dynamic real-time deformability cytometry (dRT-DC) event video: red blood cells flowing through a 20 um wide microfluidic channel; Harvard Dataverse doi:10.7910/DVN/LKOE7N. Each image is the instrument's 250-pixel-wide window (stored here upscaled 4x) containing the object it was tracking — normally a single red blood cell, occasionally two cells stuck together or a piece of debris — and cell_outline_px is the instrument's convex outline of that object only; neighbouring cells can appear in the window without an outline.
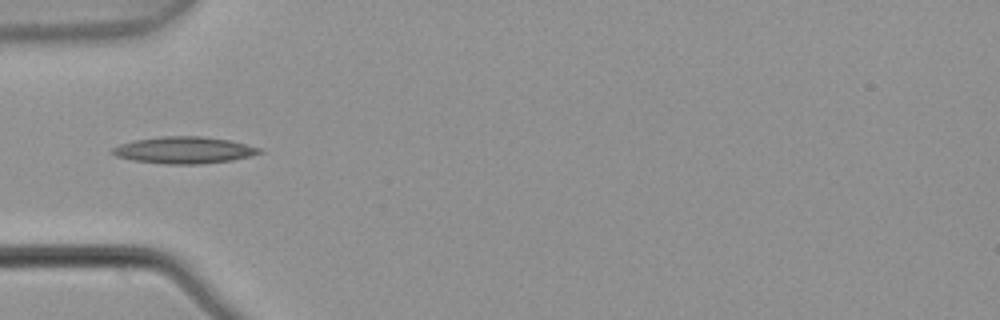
{"species": "common noctule bat (a hibernating species)", "species_latin": "Nyctalus noctula", "temperature_condition": "warm", "stored_images_in_passage": 4, "camera_frame_rate_fps": 3000, "um_per_image_px": 0.085, "animal": {"sex": "male", "body_mass_g": 21.5, "forearm_length_mm": 52.0}, "frame": {"image": 1, "passage_image": 2, "time_ms": 0.333, "image_size_px": [1000, 320], "cell_outline_px": [[264, 152], [232, 160], [200, 164], [164, 164], [132, 160], [116, 156], [112, 152], [112, 148], [120, 144], [136, 140], [164, 136], [200, 136], [232, 140], [260, 148]], "centroid_in_image_um": [15.66, 12.76], "position_along_channel_um": 69.3, "area_um2": 22.83}}
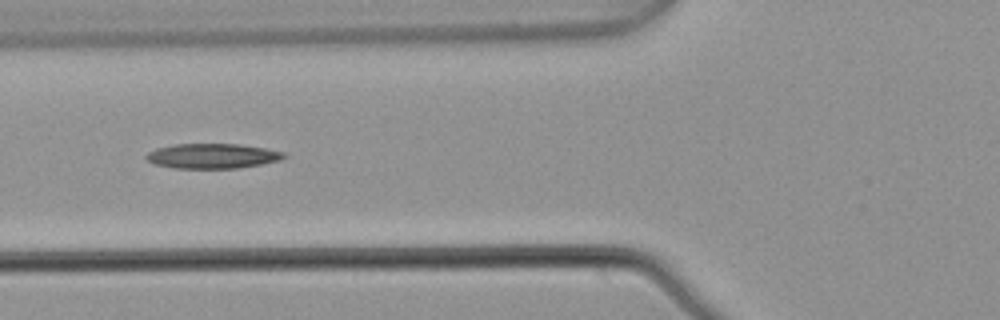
{"frame": {"image": 2, "passage_image": 3, "time_ms": 0.667, "image_size_px": [1000, 320], "cell_outline_px": [[288, 156], [280, 160], [260, 164], [236, 168], [176, 168], [152, 164], [144, 156], [148, 152], [156, 148], [176, 144], [240, 144], [264, 148], [284, 152]], "centroid_in_image_um": [18.04, 13.26], "position_along_channel_um": 107.8, "area_um2": 19.94}}
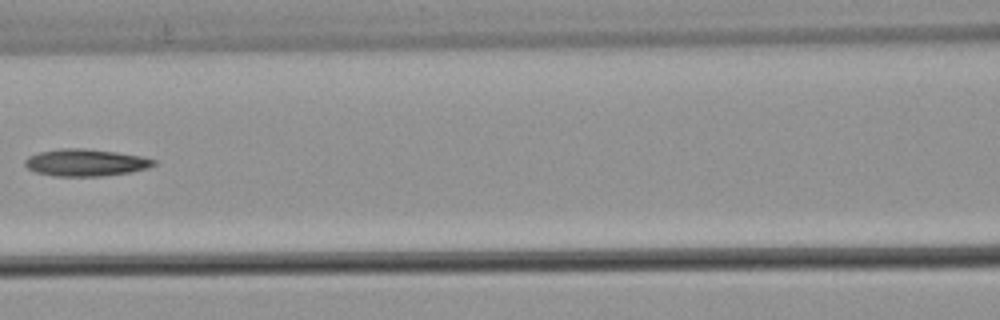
{"frame": {"image": 3, "passage_image": 4, "time_ms": 1.0, "image_size_px": [1000, 320], "cell_outline_px": [[156, 164], [148, 168], [132, 172], [100, 176], [52, 176], [36, 172], [28, 168], [24, 164], [24, 160], [28, 156], [40, 152], [60, 148], [84, 148], [116, 152], [140, 156], [156, 160]], "centroid_in_image_um": [7.27, 13.82], "position_along_channel_um": 159.3, "area_um2": 20.35}}